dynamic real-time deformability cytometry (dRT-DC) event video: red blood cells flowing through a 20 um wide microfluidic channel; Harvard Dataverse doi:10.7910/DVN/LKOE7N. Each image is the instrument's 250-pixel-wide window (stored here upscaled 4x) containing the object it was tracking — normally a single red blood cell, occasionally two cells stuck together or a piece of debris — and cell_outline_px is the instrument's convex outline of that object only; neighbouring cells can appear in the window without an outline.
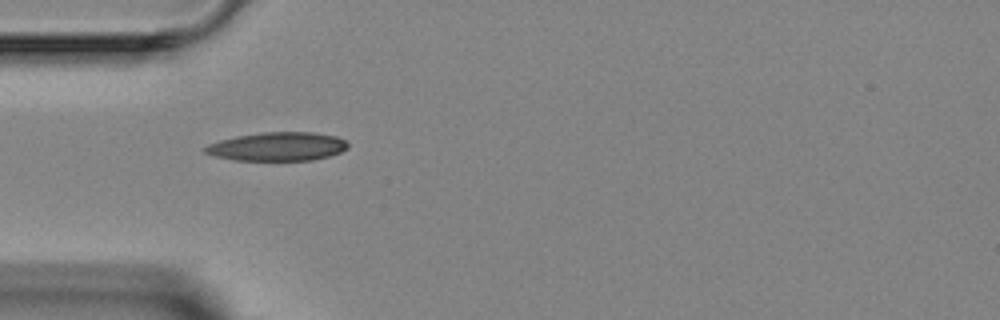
{"species": "Egyptian fruit bat (a non-hibernating species)", "species_latin": "Rousettus aegyptiacus", "temperature_condition": "room temperature", "stored_images_in_passage": 1, "camera_frame_rate_fps": 3000, "um_per_image_px": 0.085, "animal": {"sex": "female"}, "frame": {"image": 1, "passage_image": 1, "time_ms": 0.0, "image_size_px": [1000, 320], "cell_outline_px": [[348, 148], [340, 152], [328, 156], [312, 160], [236, 160], [216, 156], [204, 152], [200, 148], [208, 144], [220, 140], [236, 136], [260, 132], [312, 132], [336, 136], [344, 140], [348, 144]], "centroid_in_image_um": [23.56, 12.45], "position_along_channel_um": 61.4, "area_um2": 23.81}}